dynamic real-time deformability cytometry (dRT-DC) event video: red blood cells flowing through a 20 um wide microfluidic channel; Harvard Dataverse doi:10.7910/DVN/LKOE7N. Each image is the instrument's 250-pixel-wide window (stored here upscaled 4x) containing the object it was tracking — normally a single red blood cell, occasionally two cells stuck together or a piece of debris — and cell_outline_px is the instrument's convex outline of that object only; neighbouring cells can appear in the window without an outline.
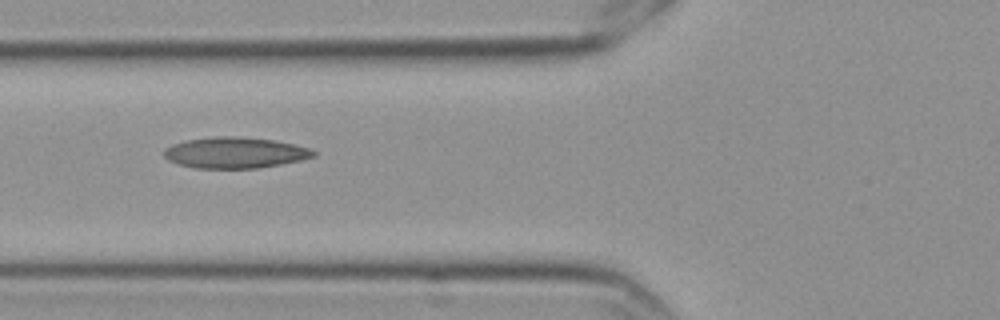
{"species": "Egyptian fruit bat (a non-hibernating species)", "species_latin": "Rousettus aegyptiacus", "temperature_condition": "cold", "stored_images_in_passage": 5, "camera_frame_rate_fps": 3000, "um_per_image_px": 0.085, "frame": {"image": 1, "passage_image": 3, "time_ms": 0.667, "image_size_px": [1000, 320], "cell_outline_px": [[316, 156], [300, 160], [280, 164], [256, 168], [196, 168], [180, 164], [168, 160], [164, 156], [164, 148], [172, 144], [184, 140], [216, 136], [236, 136], [276, 140], [312, 148], [316, 152]], "centroid_in_image_um": [19.99, 12.96], "position_along_channel_um": 105.8, "area_um2": 27.11}}
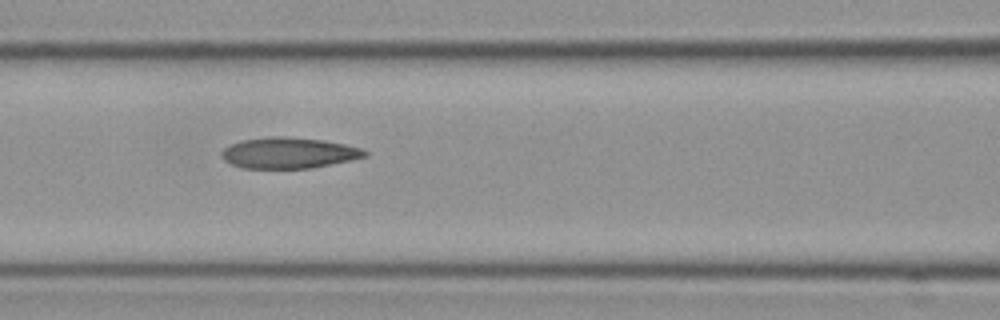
{"frame": {"image": 2, "passage_image": 4, "time_ms": 1.0, "image_size_px": [1000, 320], "cell_outline_px": [[368, 156], [352, 160], [312, 168], [244, 168], [232, 164], [224, 160], [220, 152], [224, 148], [232, 144], [244, 140], [272, 136], [284, 136], [324, 140], [364, 148], [368, 152]], "centroid_in_image_um": [24.6, 13.0], "position_along_channel_um": 142.0, "area_um2": 25.84}}
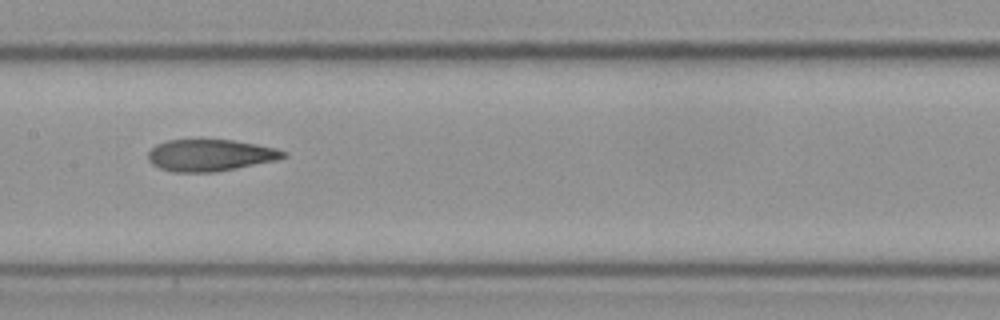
{"frame": {"image": 3, "passage_image": 5, "time_ms": 1.333, "image_size_px": [1000, 320], "cell_outline_px": [[288, 156], [276, 160], [216, 172], [172, 172], [160, 168], [152, 164], [148, 160], [148, 152], [156, 144], [168, 140], [232, 140], [256, 144], [276, 148], [288, 152]], "centroid_in_image_um": [17.87, 13.2], "position_along_channel_um": 189.5, "area_um2": 25.03}}